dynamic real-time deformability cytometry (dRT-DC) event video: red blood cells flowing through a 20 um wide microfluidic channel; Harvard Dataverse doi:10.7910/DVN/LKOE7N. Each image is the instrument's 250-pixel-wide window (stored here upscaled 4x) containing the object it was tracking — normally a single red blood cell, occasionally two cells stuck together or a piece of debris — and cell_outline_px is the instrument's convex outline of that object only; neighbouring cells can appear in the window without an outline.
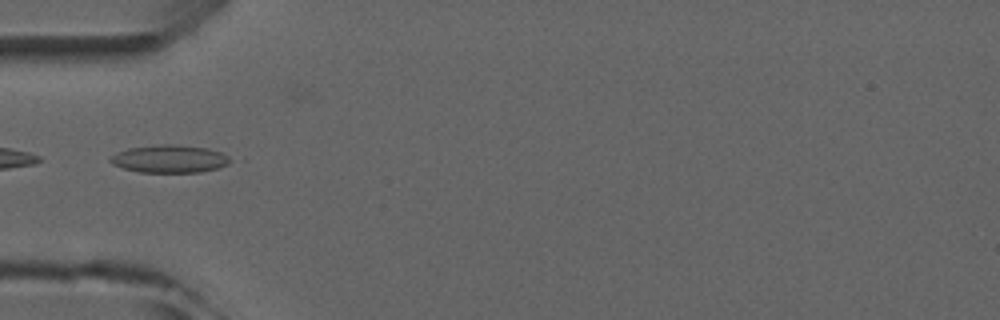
{"species": "common noctule bat (a hibernating species)", "species_latin": "Nyctalus noctula", "temperature_condition": "room temperature", "stored_images_in_passage": 4, "camera_frame_rate_fps": 3000, "um_per_image_px": 0.085, "animal": {"sex": "male", "forearm_length_mm": 52.5}, "frame": {"image": 1, "passage_image": 4, "time_ms": 4.0, "image_size_px": [1000, 320], "cell_outline_px": [[236, 160], [220, 168], [200, 172], [140, 172], [124, 168], [112, 164], [108, 160], [116, 152], [128, 148], [160, 144], [172, 144], [208, 148], [220, 152]], "centroid_in_image_um": [14.45, 13.5], "position_along_channel_um": 70.5, "area_um2": 19.54}}